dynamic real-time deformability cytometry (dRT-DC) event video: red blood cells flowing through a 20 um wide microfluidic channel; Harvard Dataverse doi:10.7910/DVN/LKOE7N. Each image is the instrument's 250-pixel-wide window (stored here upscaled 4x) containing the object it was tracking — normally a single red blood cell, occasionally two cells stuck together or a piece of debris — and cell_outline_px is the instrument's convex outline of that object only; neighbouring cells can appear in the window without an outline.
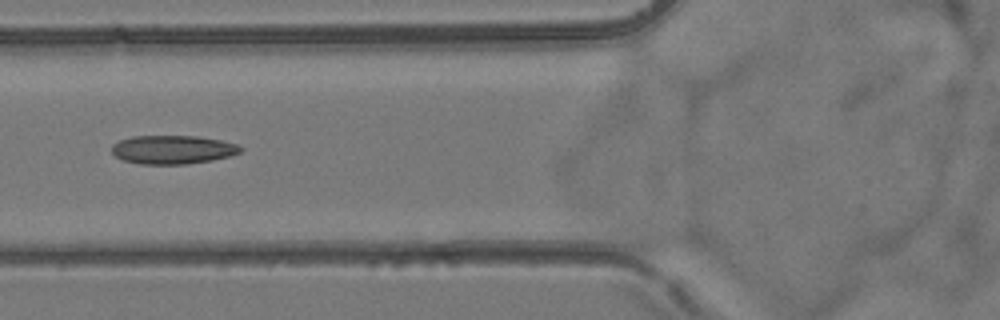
{"species": "common noctule bat (a hibernating species)", "species_latin": "Nyctalus noctula", "temperature_condition": "room temperature", "stored_images_in_passage": 7, "camera_frame_rate_fps": 3000, "um_per_image_px": 0.085, "animal": {"sex": "female", "body_mass_g": 24.6, "forearm_length_mm": 56.2}, "frame": {"image": 1, "passage_image": 6, "time_ms": 6.0, "image_size_px": [1000, 320], "cell_outline_px": [[244, 148], [240, 152], [228, 156], [212, 160], [184, 164], [140, 164], [124, 160], [116, 156], [112, 152], [112, 144], [120, 140], [132, 136], [200, 136], [240, 144]], "centroid_in_image_um": [14.7, 12.71], "position_along_channel_um": 111.1, "area_um2": 21.5}}
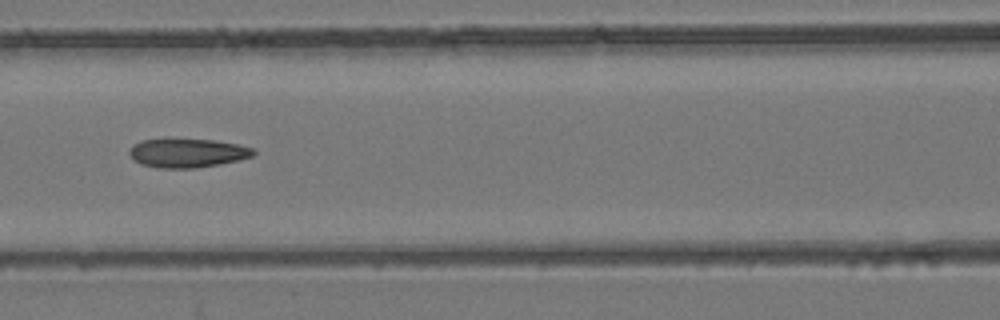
{"frame": {"image": 2, "passage_image": 7, "time_ms": 7.0, "image_size_px": [1000, 320], "cell_outline_px": [[256, 152], [252, 156], [240, 160], [220, 164], [196, 168], [160, 168], [140, 164], [128, 152], [132, 144], [140, 140], [216, 140], [240, 144], [252, 148]], "centroid_in_image_um": [15.96, 13.01], "position_along_channel_um": 150.6, "area_um2": 20.75}}